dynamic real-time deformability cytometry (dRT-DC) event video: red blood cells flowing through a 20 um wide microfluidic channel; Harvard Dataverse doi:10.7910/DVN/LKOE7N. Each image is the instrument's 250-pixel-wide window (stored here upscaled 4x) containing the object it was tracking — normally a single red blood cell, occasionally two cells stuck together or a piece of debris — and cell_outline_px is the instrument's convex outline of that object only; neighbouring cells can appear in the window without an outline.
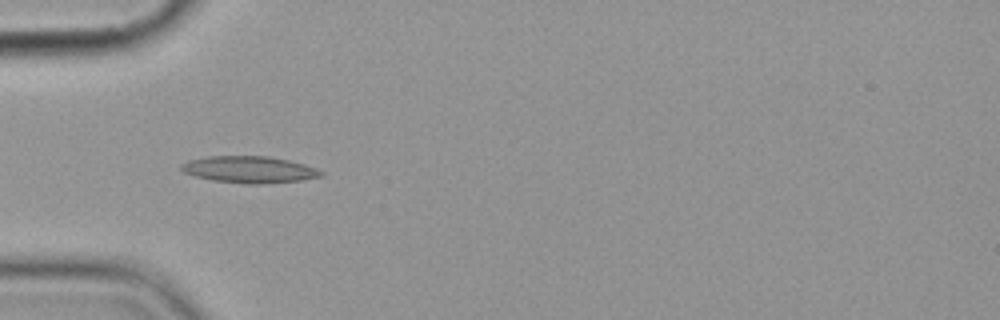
{"species": "common noctule bat (a hibernating species)", "species_latin": "Nyctalus noctula", "temperature_condition": "cold", "stored_images_in_passage": 6, "camera_frame_rate_fps": 3000, "um_per_image_px": 0.085, "animal": {"sex": "female", "body_mass_g": 19.9}, "frame": {"image": 1, "passage_image": 5, "time_ms": 5.667, "image_size_px": [1000, 320], "cell_outline_px": [[324, 176], [300, 180], [260, 184], [244, 184], [212, 180], [196, 176], [184, 172], [180, 168], [180, 164], [188, 160], [208, 156], [268, 156], [288, 160], [304, 164], [316, 168], [324, 172]], "centroid_in_image_um": [21.19, 14.41], "position_along_channel_um": 63.8, "area_um2": 21.79}}
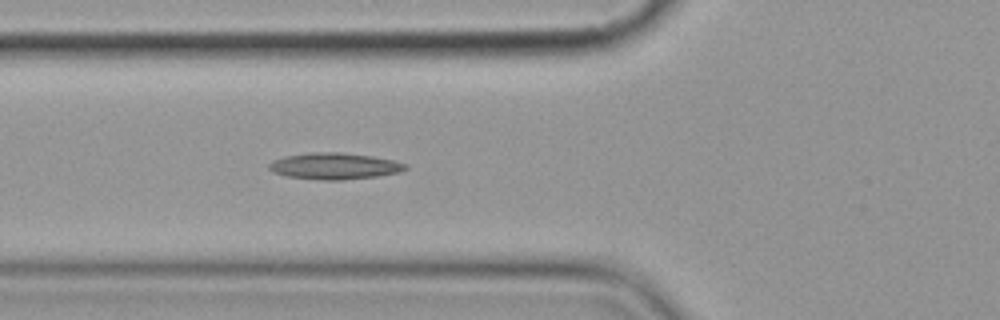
{"frame": {"image": 2, "passage_image": 6, "time_ms": 6.667, "image_size_px": [1000, 320], "cell_outline_px": [[408, 168], [400, 172], [376, 176], [340, 180], [320, 180], [284, 176], [272, 172], [268, 168], [268, 164], [272, 160], [284, 156], [312, 152], [340, 152], [372, 156], [392, 160], [408, 164]], "centroid_in_image_um": [28.39, 14.11], "position_along_channel_um": 97.4, "area_um2": 21.15}}